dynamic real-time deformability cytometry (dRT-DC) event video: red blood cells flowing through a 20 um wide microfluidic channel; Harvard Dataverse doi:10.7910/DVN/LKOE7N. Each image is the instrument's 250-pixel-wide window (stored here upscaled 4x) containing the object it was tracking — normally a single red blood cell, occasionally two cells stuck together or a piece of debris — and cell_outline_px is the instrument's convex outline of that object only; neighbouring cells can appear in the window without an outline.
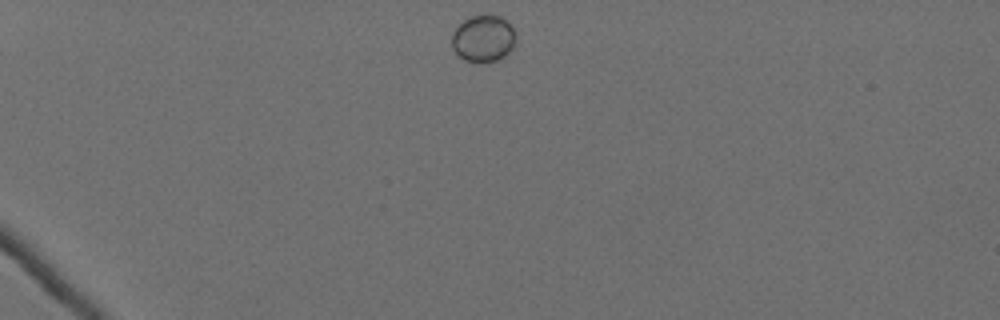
{"species": "Egyptian fruit bat (a non-hibernating species)", "species_latin": "Rousettus aegyptiacus", "temperature_condition": "cold", "stored_images_in_passage": 44, "camera_frame_rate_fps": 3000, "um_per_image_px": 0.085, "animal": {"sex": "female"}, "frame": {"image": 1, "passage_image": 1, "time_ms": 0.0, "image_size_px": [1000, 320], "cell_outline_px": [[516, 40], [512, 48], [504, 56], [496, 60], [476, 64], [464, 60], [452, 48], [452, 32], [464, 20], [472, 16], [500, 16], [512, 28], [516, 36]], "centroid_in_image_um": [41.06, 3.31], "position_along_channel_um": 43.9, "area_um2": 17.28}}
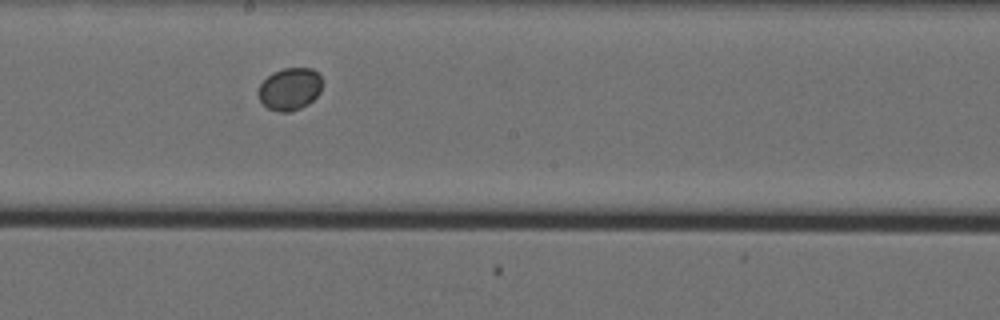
{"frame": {"image": 2, "passage_image": 21, "time_ms": 6.667, "image_size_px": [1000, 320], "cell_outline_px": [[320, 92], [308, 104], [300, 108], [288, 112], [276, 112], [268, 108], [260, 100], [260, 84], [272, 72], [284, 68], [312, 68], [320, 72]], "centroid_in_image_um": [24.65, 7.55], "position_along_channel_um": 223.6, "area_um2": 15.61}}
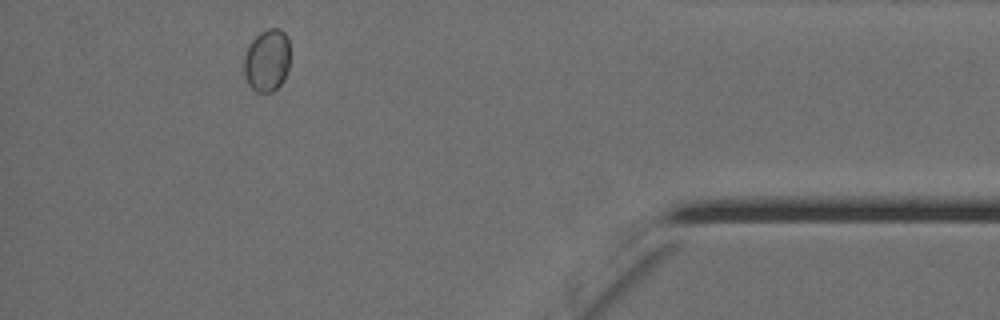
{"frame": {"image": 3, "passage_image": 40, "time_ms": 13.0, "image_size_px": [1000, 320], "cell_outline_px": [[288, 68], [284, 80], [272, 92], [256, 92], [248, 84], [244, 76], [244, 56], [252, 40], [260, 32], [268, 28], [280, 28], [284, 32], [288, 40]], "centroid_in_image_um": [22.68, 5.14], "position_along_channel_um": 412.5, "area_um2": 16.7}}